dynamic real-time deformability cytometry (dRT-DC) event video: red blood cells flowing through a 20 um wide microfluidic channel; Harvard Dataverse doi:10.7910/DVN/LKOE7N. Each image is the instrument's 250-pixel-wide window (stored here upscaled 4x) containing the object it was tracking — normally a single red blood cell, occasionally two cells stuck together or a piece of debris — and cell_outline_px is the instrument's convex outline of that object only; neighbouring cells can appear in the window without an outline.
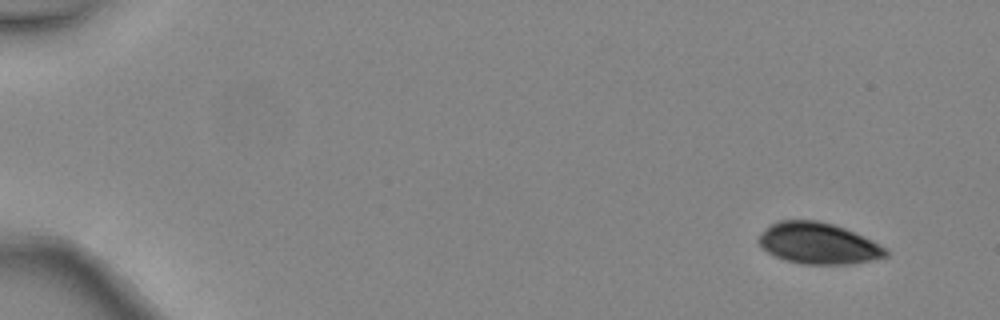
{"species": "common noctule bat (a hibernating species)", "species_latin": "Nyctalus noctula", "temperature_condition": "warm", "stored_images_in_passage": 4, "camera_frame_rate_fps": 3000, "um_per_image_px": 0.085, "animal": {"sex": "female", "body_mass_g": 24.6, "forearm_length_mm": 56.2}, "frame": {"image": 1, "passage_image": 1, "time_ms": 0.0, "image_size_px": [1000, 320], "cell_outline_px": [[888, 256], [848, 264], [804, 264], [784, 260], [768, 252], [756, 240], [760, 232], [768, 224], [780, 220], [816, 220], [832, 224], [844, 228], [872, 240], [884, 248], [888, 252]], "centroid_in_image_um": [69.48, 20.67], "position_along_channel_um": 15.5, "area_um2": 30.4}}
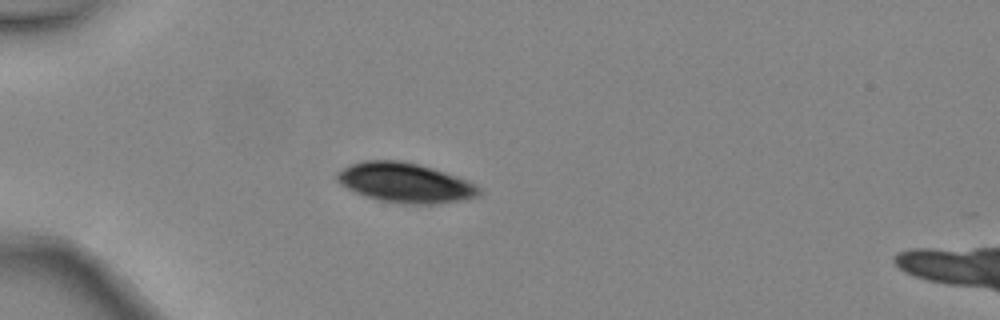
{"frame": {"image": 2, "passage_image": 3, "time_ms": 0.667, "image_size_px": [1000, 320], "cell_outline_px": [[480, 196], [460, 200], [432, 204], [404, 204], [380, 200], [356, 192], [340, 184], [336, 180], [336, 172], [352, 164], [364, 160], [400, 160], [420, 164], [456, 176], [480, 188]], "centroid_in_image_um": [34.41, 15.52], "position_along_channel_um": 50.6, "area_um2": 32.48}}